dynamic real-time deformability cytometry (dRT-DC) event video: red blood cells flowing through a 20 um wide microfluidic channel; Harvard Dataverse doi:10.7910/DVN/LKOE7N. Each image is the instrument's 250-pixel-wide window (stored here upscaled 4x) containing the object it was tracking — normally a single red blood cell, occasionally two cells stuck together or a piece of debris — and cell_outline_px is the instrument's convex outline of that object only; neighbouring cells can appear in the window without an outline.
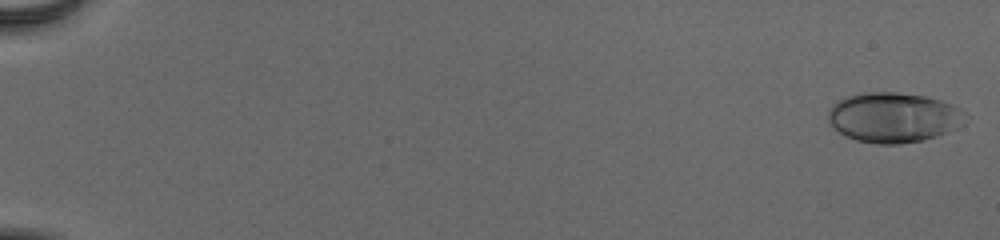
{"species": "human", "species_latin": "Homo sapiens", "temperature_condition": "cold", "stored_images_in_passage": 55, "camera_frame_rate_fps": 3000, "um_per_image_px": 0.085, "donor": {"sex": "male"}, "frame": {"image": 1, "passage_image": 1, "time_ms": 0.0, "image_size_px": [1000, 240], "cell_outline_px": [[964, 124], [956, 128], [936, 136], [924, 140], [900, 144], [876, 144], [856, 140], [844, 136], [828, 124], [828, 108], [836, 100], [844, 96], [860, 92], [896, 92], [924, 96], [940, 100], [952, 104], [960, 108], [964, 112]], "centroid_in_image_um": [75.88, 9.98], "position_along_channel_um": 9.1, "area_um2": 40.46}}
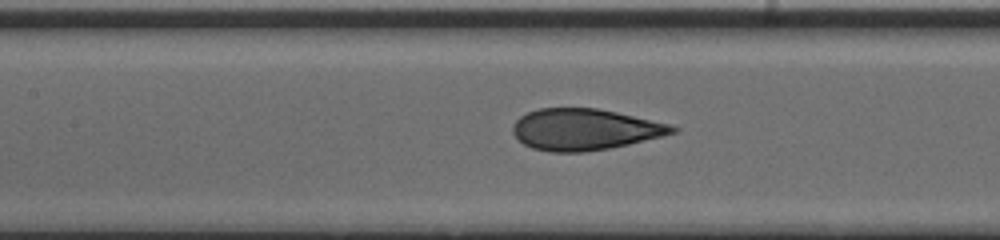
{"frame": {"image": 2, "passage_image": 28, "time_ms": 9.0, "image_size_px": [1000, 240], "cell_outline_px": [[680, 128], [676, 132], [664, 136], [628, 144], [608, 148], [584, 152], [552, 152], [532, 148], [524, 144], [512, 132], [512, 124], [520, 116], [528, 112], [540, 108], [596, 108], [616, 112], [672, 124]], "centroid_in_image_um": [49.71, 11.0], "position_along_channel_um": 157.7, "area_um2": 38.44}}
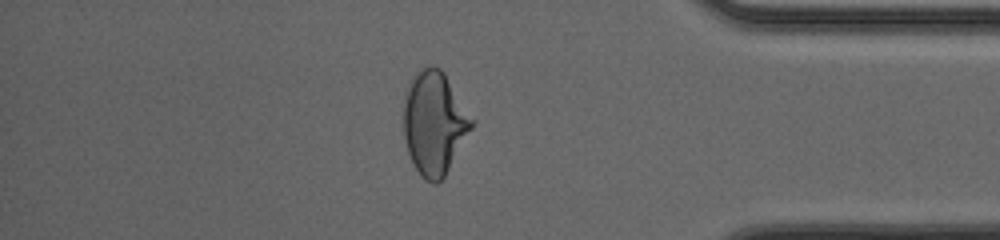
{"frame": {"image": 3, "passage_image": 48, "time_ms": 15.667, "image_size_px": [1000, 240], "cell_outline_px": [[476, 120], [472, 128], [444, 176], [436, 184], [432, 184], [424, 180], [416, 168], [408, 152], [404, 136], [404, 100], [412, 76], [420, 68], [440, 68], [444, 72]], "centroid_in_image_um": [36.94, 10.45], "position_along_channel_um": 398.3, "area_um2": 40.75}, "authors_computed_cell_mechanics": {"area_um2": 38.7838, "velocity_mm_per_s": 3.9034, "shape_relaxation_time_tau1_ms": 8.5123, "shape_relaxation_time_tau2_ms": 0.6667, "deformation_change_tau1": 0.2337, "deformation_change_tau2": 0.0525}}